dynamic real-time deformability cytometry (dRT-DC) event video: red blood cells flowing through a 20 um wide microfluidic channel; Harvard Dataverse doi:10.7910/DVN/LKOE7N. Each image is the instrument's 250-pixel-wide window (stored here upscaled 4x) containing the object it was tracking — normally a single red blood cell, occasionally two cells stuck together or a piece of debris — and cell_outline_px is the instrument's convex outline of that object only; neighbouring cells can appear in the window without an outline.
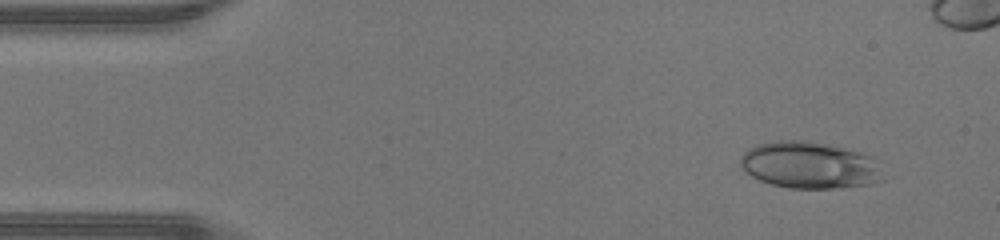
{"species": "human", "species_latin": "Homo sapiens", "temperature_condition": "warm", "stored_images_in_passage": 46, "camera_frame_rate_fps": 3000, "um_per_image_px": 0.085, "donor": {"sex": "male"}, "frame": {"image": 1, "passage_image": 4, "time_ms": 1.0, "image_size_px": [1000, 240], "cell_outline_px": [[884, 180], [872, 184], [840, 188], [788, 188], [772, 184], [760, 180], [744, 172], [740, 164], [740, 156], [748, 148], [756, 144], [776, 140], [812, 140], [860, 152], [872, 156], [880, 160]], "centroid_in_image_um": [68.85, 14.03], "position_along_channel_um": 16.1, "area_um2": 39.71}}
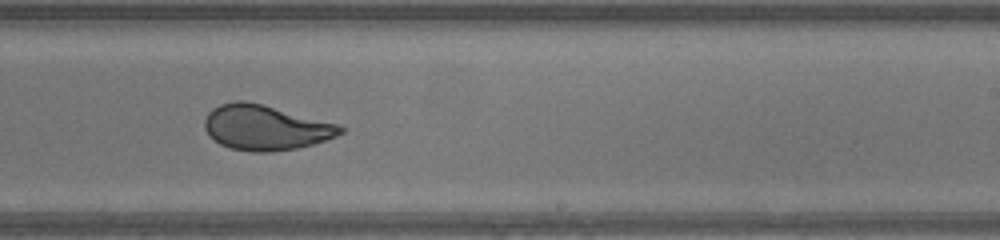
{"frame": {"image": 2, "passage_image": 28, "time_ms": 9.0, "image_size_px": [1000, 240], "cell_outline_px": [[348, 128], [344, 132], [336, 136], [312, 144], [296, 148], [268, 152], [252, 152], [232, 148], [220, 144], [204, 128], [204, 120], [208, 112], [212, 108], [220, 104], [236, 100], [244, 100], [260, 104], [336, 124]], "centroid_in_image_um": [22.54, 10.84], "position_along_channel_um": 266.5, "area_um2": 35.08}}
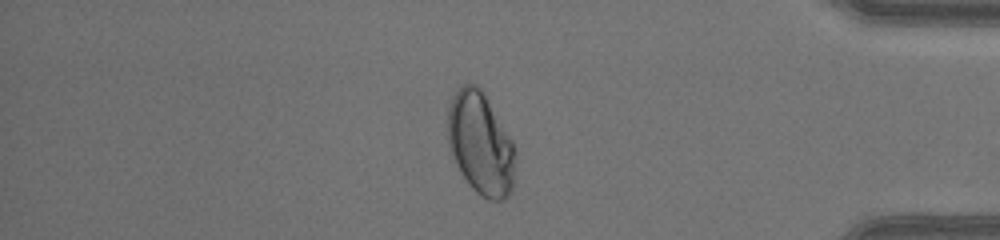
{"frame": {"image": 3, "passage_image": 39, "time_ms": 12.667, "image_size_px": [1000, 240], "cell_outline_px": [[516, 152], [512, 188], [508, 196], [504, 200], [488, 200], [480, 196], [468, 184], [460, 172], [456, 164], [448, 144], [448, 108], [452, 96], [464, 84], [476, 84], [484, 92], [512, 140], [516, 148]], "centroid_in_image_um": [40.86, 12.22], "position_along_channel_um": 394.3, "area_um2": 40.52}}